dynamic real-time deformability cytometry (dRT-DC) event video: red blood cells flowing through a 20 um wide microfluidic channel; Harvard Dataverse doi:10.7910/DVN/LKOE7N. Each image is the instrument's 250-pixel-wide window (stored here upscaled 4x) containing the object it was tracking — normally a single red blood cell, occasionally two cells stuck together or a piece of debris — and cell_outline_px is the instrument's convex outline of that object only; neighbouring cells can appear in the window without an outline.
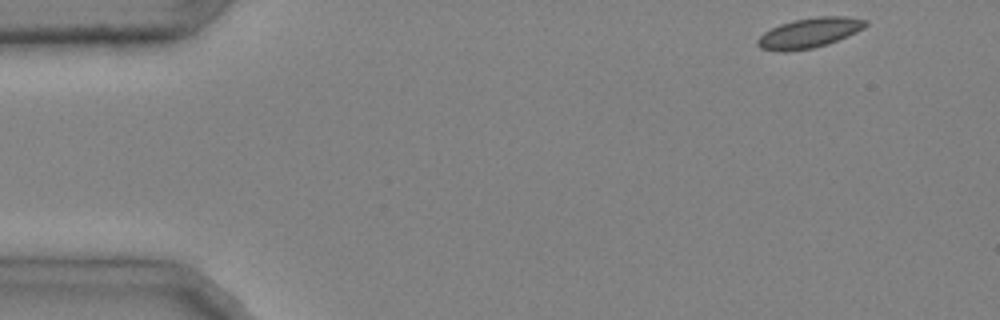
{"species": "common noctule bat (a hibernating species)", "species_latin": "Nyctalus noctula", "temperature_condition": "cold", "stored_images_in_passage": 40, "camera_frame_rate_fps": 3000, "um_per_image_px": 0.085, "animal": {"sex": "male", "body_mass_g": 20.4}, "frame": {"image": 1, "passage_image": 1, "time_ms": 0.0, "image_size_px": [1000, 320], "cell_outline_px": [[868, 24], [864, 28], [848, 36], [828, 44], [812, 48], [784, 52], [780, 52], [760, 48], [756, 44], [756, 40], [764, 32], [780, 24], [792, 20], [816, 16], [848, 16], [868, 20]], "centroid_in_image_um": [68.8, 2.79], "position_along_channel_um": 16.2, "area_um2": 19.07}}
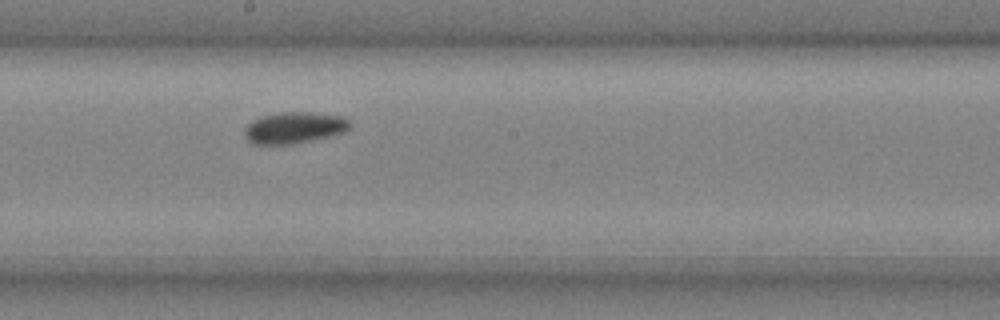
{"frame": {"image": 2, "passage_image": 24, "time_ms": 7.667, "image_size_px": [1000, 320], "cell_outline_px": [[352, 128], [344, 132], [312, 140], [288, 144], [252, 144], [244, 136], [244, 128], [252, 120], [260, 116], [280, 112], [312, 112], [344, 116], [352, 124]], "centroid_in_image_um": [25.01, 10.84], "position_along_channel_um": 223.2, "area_um2": 19.48}}
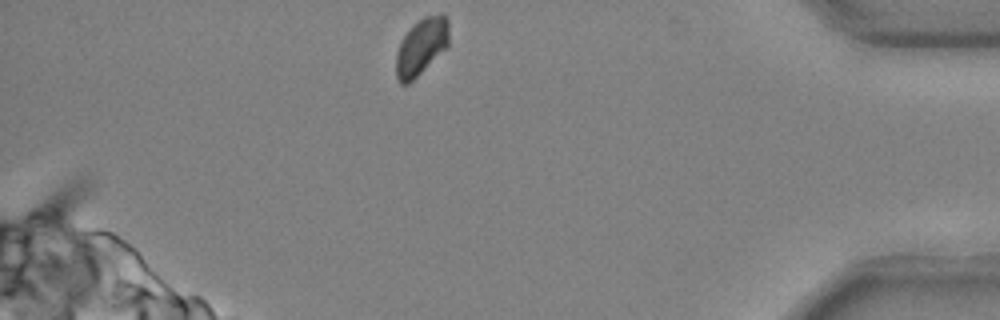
{"frame": {"image": 3, "passage_image": 40, "time_ms": 13.0, "image_size_px": [1000, 320], "cell_outline_px": [[448, 48], [408, 84], [400, 84], [396, 76], [396, 52], [404, 36], [424, 16], [440, 12], [444, 12], [448, 20]], "centroid_in_image_um": [35.84, 3.96], "position_along_channel_um": 399.4, "area_um2": 17.51}, "authors_computed_cell_mechanics": {"area_um2": 18.9295, "velocity_mm_per_s": 3.9764, "shape_relaxation_time_tau1_ms": 3.3259, "shape_relaxation_time_tau2_ms": null, "deformation_change_tau1": 0.0572, "deformation_change_tau2": null}}